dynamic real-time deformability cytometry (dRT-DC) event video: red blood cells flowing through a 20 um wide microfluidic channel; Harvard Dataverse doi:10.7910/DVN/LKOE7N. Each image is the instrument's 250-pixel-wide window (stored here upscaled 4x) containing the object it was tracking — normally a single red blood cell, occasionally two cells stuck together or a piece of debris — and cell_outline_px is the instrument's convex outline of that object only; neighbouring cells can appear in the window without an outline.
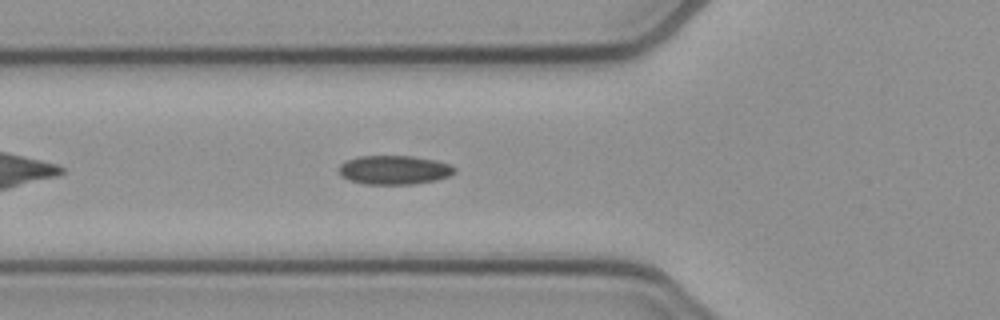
{"species": "common noctule bat (a hibernating species)", "species_latin": "Nyctalus noctula", "temperature_condition": "cold", "stored_images_in_passage": 40, "camera_frame_rate_fps": 3000, "um_per_image_px": 0.085, "animal": {"sex": "female", "body_mass_g": 21.9}, "frame": {"image": 1, "passage_image": 6, "time_ms": 1.667, "image_size_px": [1000, 320], "cell_outline_px": [[456, 172], [448, 176], [436, 180], [412, 184], [364, 184], [348, 180], [340, 176], [340, 164], [344, 160], [360, 156], [412, 156], [436, 160], [452, 164], [456, 168]], "centroid_in_image_um": [33.51, 14.44], "position_along_channel_um": 92.3, "area_um2": 19.71}}
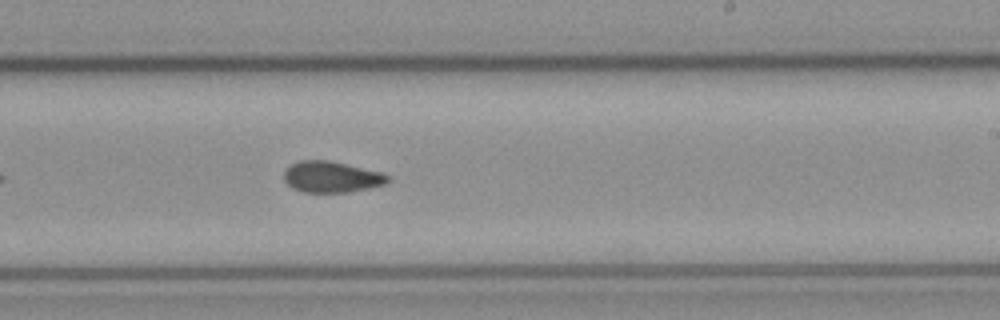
{"frame": {"image": 2, "passage_image": 19, "time_ms": 6.0, "image_size_px": [1000, 320], "cell_outline_px": [[392, 180], [384, 184], [368, 188], [348, 192], [304, 192], [292, 188], [284, 180], [284, 168], [300, 160], [328, 160], [384, 172]], "centroid_in_image_um": [28.18, 15.03], "position_along_channel_um": 260.8, "area_um2": 18.96}}
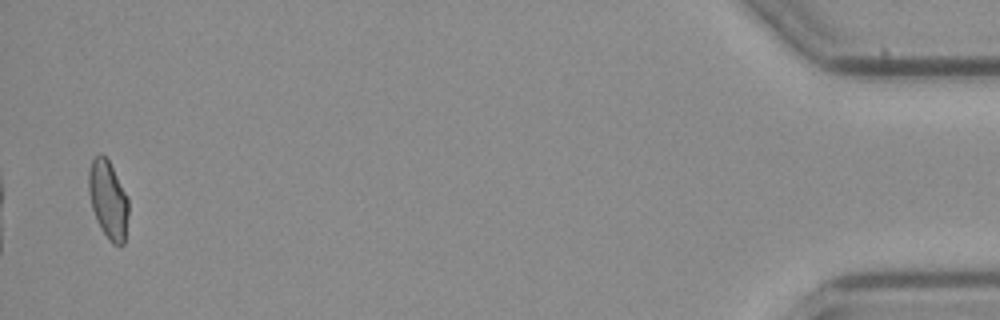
{"frame": {"image": 3, "passage_image": 39, "time_ms": 12.667, "image_size_px": [1000, 320], "cell_outline_px": [[128, 216], [124, 244], [112, 244], [108, 240], [100, 228], [96, 220], [92, 208], [88, 192], [88, 172], [92, 160], [100, 152], [108, 160], [128, 196]], "centroid_in_image_um": [9.19, 16.99], "position_along_channel_um": 426.0, "area_um2": 18.21}, "authors_computed_cell_mechanics": {"area_um2": 19.074, "velocity_mm_per_s": 3.868, "shape_relaxation_time_tau1_ms": null, "shape_relaxation_time_tau2_ms": 5.0747, "deformation_change_tau1": null, "deformation_change_tau2": 0.0858}}